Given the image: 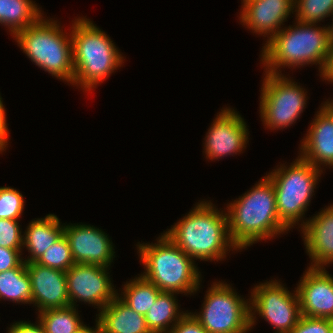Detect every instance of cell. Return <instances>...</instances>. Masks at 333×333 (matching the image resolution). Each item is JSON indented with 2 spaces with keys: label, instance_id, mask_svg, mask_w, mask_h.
Masks as SVG:
<instances>
[{
  "label": "cell",
  "instance_id": "obj_1",
  "mask_svg": "<svg viewBox=\"0 0 333 333\" xmlns=\"http://www.w3.org/2000/svg\"><path fill=\"white\" fill-rule=\"evenodd\" d=\"M226 215L230 239L238 250L289 230L278 217L274 186L267 176L229 203Z\"/></svg>",
  "mask_w": 333,
  "mask_h": 333
},
{
  "label": "cell",
  "instance_id": "obj_2",
  "mask_svg": "<svg viewBox=\"0 0 333 333\" xmlns=\"http://www.w3.org/2000/svg\"><path fill=\"white\" fill-rule=\"evenodd\" d=\"M296 23L295 27L282 28L263 46L261 61L265 72L280 75L282 66L300 68L318 64L324 77L331 59L328 28L297 20Z\"/></svg>",
  "mask_w": 333,
  "mask_h": 333
},
{
  "label": "cell",
  "instance_id": "obj_3",
  "mask_svg": "<svg viewBox=\"0 0 333 333\" xmlns=\"http://www.w3.org/2000/svg\"><path fill=\"white\" fill-rule=\"evenodd\" d=\"M164 235L193 260L221 261L229 249H238L229 236L226 212L211 201H200Z\"/></svg>",
  "mask_w": 333,
  "mask_h": 333
},
{
  "label": "cell",
  "instance_id": "obj_4",
  "mask_svg": "<svg viewBox=\"0 0 333 333\" xmlns=\"http://www.w3.org/2000/svg\"><path fill=\"white\" fill-rule=\"evenodd\" d=\"M74 81L82 90L91 91L103 83L123 63V56L110 37L85 17L71 27Z\"/></svg>",
  "mask_w": 333,
  "mask_h": 333
},
{
  "label": "cell",
  "instance_id": "obj_5",
  "mask_svg": "<svg viewBox=\"0 0 333 333\" xmlns=\"http://www.w3.org/2000/svg\"><path fill=\"white\" fill-rule=\"evenodd\" d=\"M145 272L140 274L160 291L191 294L199 289L201 274L195 261L166 235L157 243H138Z\"/></svg>",
  "mask_w": 333,
  "mask_h": 333
},
{
  "label": "cell",
  "instance_id": "obj_6",
  "mask_svg": "<svg viewBox=\"0 0 333 333\" xmlns=\"http://www.w3.org/2000/svg\"><path fill=\"white\" fill-rule=\"evenodd\" d=\"M43 18L42 15L34 24L13 37L35 65L57 79L72 84L74 66L71 32L68 36L56 20Z\"/></svg>",
  "mask_w": 333,
  "mask_h": 333
},
{
  "label": "cell",
  "instance_id": "obj_7",
  "mask_svg": "<svg viewBox=\"0 0 333 333\" xmlns=\"http://www.w3.org/2000/svg\"><path fill=\"white\" fill-rule=\"evenodd\" d=\"M287 167L281 164L266 175L274 186L278 217L288 229H292L304 217L323 172L300 156Z\"/></svg>",
  "mask_w": 333,
  "mask_h": 333
},
{
  "label": "cell",
  "instance_id": "obj_8",
  "mask_svg": "<svg viewBox=\"0 0 333 333\" xmlns=\"http://www.w3.org/2000/svg\"><path fill=\"white\" fill-rule=\"evenodd\" d=\"M205 295L200 313H191L208 333L250 331V301L239 296L229 284L215 282Z\"/></svg>",
  "mask_w": 333,
  "mask_h": 333
},
{
  "label": "cell",
  "instance_id": "obj_9",
  "mask_svg": "<svg viewBox=\"0 0 333 333\" xmlns=\"http://www.w3.org/2000/svg\"><path fill=\"white\" fill-rule=\"evenodd\" d=\"M264 75L260 96L261 119L271 130L288 127L296 122L305 109V89L282 73L265 72Z\"/></svg>",
  "mask_w": 333,
  "mask_h": 333
},
{
  "label": "cell",
  "instance_id": "obj_10",
  "mask_svg": "<svg viewBox=\"0 0 333 333\" xmlns=\"http://www.w3.org/2000/svg\"><path fill=\"white\" fill-rule=\"evenodd\" d=\"M291 293L278 280L261 283L251 292L250 328L256 320V314L274 326L275 333H289L301 317L297 290ZM253 311V312H252ZM255 314V316H254Z\"/></svg>",
  "mask_w": 333,
  "mask_h": 333
},
{
  "label": "cell",
  "instance_id": "obj_11",
  "mask_svg": "<svg viewBox=\"0 0 333 333\" xmlns=\"http://www.w3.org/2000/svg\"><path fill=\"white\" fill-rule=\"evenodd\" d=\"M110 267L75 263L66 271L67 294L70 305L76 302L94 304L101 311L117 295L107 272Z\"/></svg>",
  "mask_w": 333,
  "mask_h": 333
},
{
  "label": "cell",
  "instance_id": "obj_12",
  "mask_svg": "<svg viewBox=\"0 0 333 333\" xmlns=\"http://www.w3.org/2000/svg\"><path fill=\"white\" fill-rule=\"evenodd\" d=\"M206 134L204 152L210 160L243 151L249 139L244 118L230 107L221 109Z\"/></svg>",
  "mask_w": 333,
  "mask_h": 333
},
{
  "label": "cell",
  "instance_id": "obj_13",
  "mask_svg": "<svg viewBox=\"0 0 333 333\" xmlns=\"http://www.w3.org/2000/svg\"><path fill=\"white\" fill-rule=\"evenodd\" d=\"M64 236L75 263L111 266L115 257L114 246L101 229L85 224H68L64 225Z\"/></svg>",
  "mask_w": 333,
  "mask_h": 333
},
{
  "label": "cell",
  "instance_id": "obj_14",
  "mask_svg": "<svg viewBox=\"0 0 333 333\" xmlns=\"http://www.w3.org/2000/svg\"><path fill=\"white\" fill-rule=\"evenodd\" d=\"M325 267H308L296 288L301 316L333 320V277Z\"/></svg>",
  "mask_w": 333,
  "mask_h": 333
},
{
  "label": "cell",
  "instance_id": "obj_15",
  "mask_svg": "<svg viewBox=\"0 0 333 333\" xmlns=\"http://www.w3.org/2000/svg\"><path fill=\"white\" fill-rule=\"evenodd\" d=\"M314 118L302 139L299 156L319 169L321 165L333 168V100L326 101Z\"/></svg>",
  "mask_w": 333,
  "mask_h": 333
},
{
  "label": "cell",
  "instance_id": "obj_16",
  "mask_svg": "<svg viewBox=\"0 0 333 333\" xmlns=\"http://www.w3.org/2000/svg\"><path fill=\"white\" fill-rule=\"evenodd\" d=\"M242 3L240 22L253 33L266 35L267 43L293 14L295 0H243Z\"/></svg>",
  "mask_w": 333,
  "mask_h": 333
},
{
  "label": "cell",
  "instance_id": "obj_17",
  "mask_svg": "<svg viewBox=\"0 0 333 333\" xmlns=\"http://www.w3.org/2000/svg\"><path fill=\"white\" fill-rule=\"evenodd\" d=\"M26 270L31 280L32 304L38 312L70 306L66 272L36 262L26 263Z\"/></svg>",
  "mask_w": 333,
  "mask_h": 333
},
{
  "label": "cell",
  "instance_id": "obj_18",
  "mask_svg": "<svg viewBox=\"0 0 333 333\" xmlns=\"http://www.w3.org/2000/svg\"><path fill=\"white\" fill-rule=\"evenodd\" d=\"M300 224L304 246L311 258L310 267L333 263V204Z\"/></svg>",
  "mask_w": 333,
  "mask_h": 333
},
{
  "label": "cell",
  "instance_id": "obj_19",
  "mask_svg": "<svg viewBox=\"0 0 333 333\" xmlns=\"http://www.w3.org/2000/svg\"><path fill=\"white\" fill-rule=\"evenodd\" d=\"M119 294L106 305L96 318L103 333H151L145 322V315L128 307Z\"/></svg>",
  "mask_w": 333,
  "mask_h": 333
},
{
  "label": "cell",
  "instance_id": "obj_20",
  "mask_svg": "<svg viewBox=\"0 0 333 333\" xmlns=\"http://www.w3.org/2000/svg\"><path fill=\"white\" fill-rule=\"evenodd\" d=\"M63 235L64 226L61 225L59 218L54 214L32 220L23 234V246L25 245L31 254L24 262H36L45 250Z\"/></svg>",
  "mask_w": 333,
  "mask_h": 333
},
{
  "label": "cell",
  "instance_id": "obj_21",
  "mask_svg": "<svg viewBox=\"0 0 333 333\" xmlns=\"http://www.w3.org/2000/svg\"><path fill=\"white\" fill-rule=\"evenodd\" d=\"M174 294L177 293L161 291L155 300V304L146 313L145 322L151 333H168L186 314V312L179 311Z\"/></svg>",
  "mask_w": 333,
  "mask_h": 333
},
{
  "label": "cell",
  "instance_id": "obj_22",
  "mask_svg": "<svg viewBox=\"0 0 333 333\" xmlns=\"http://www.w3.org/2000/svg\"><path fill=\"white\" fill-rule=\"evenodd\" d=\"M37 6L32 0H0V24L14 36L42 16Z\"/></svg>",
  "mask_w": 333,
  "mask_h": 333
},
{
  "label": "cell",
  "instance_id": "obj_23",
  "mask_svg": "<svg viewBox=\"0 0 333 333\" xmlns=\"http://www.w3.org/2000/svg\"><path fill=\"white\" fill-rule=\"evenodd\" d=\"M0 299L32 304L31 280L24 261L17 268L0 272Z\"/></svg>",
  "mask_w": 333,
  "mask_h": 333
},
{
  "label": "cell",
  "instance_id": "obj_24",
  "mask_svg": "<svg viewBox=\"0 0 333 333\" xmlns=\"http://www.w3.org/2000/svg\"><path fill=\"white\" fill-rule=\"evenodd\" d=\"M132 280L123 285V294L119 298L137 313L146 315L161 291L142 276Z\"/></svg>",
  "mask_w": 333,
  "mask_h": 333
},
{
  "label": "cell",
  "instance_id": "obj_25",
  "mask_svg": "<svg viewBox=\"0 0 333 333\" xmlns=\"http://www.w3.org/2000/svg\"><path fill=\"white\" fill-rule=\"evenodd\" d=\"M46 333H77L83 326L74 306L46 309L38 314Z\"/></svg>",
  "mask_w": 333,
  "mask_h": 333
},
{
  "label": "cell",
  "instance_id": "obj_26",
  "mask_svg": "<svg viewBox=\"0 0 333 333\" xmlns=\"http://www.w3.org/2000/svg\"><path fill=\"white\" fill-rule=\"evenodd\" d=\"M36 263L66 272L75 264L68 240L63 235L39 257Z\"/></svg>",
  "mask_w": 333,
  "mask_h": 333
},
{
  "label": "cell",
  "instance_id": "obj_27",
  "mask_svg": "<svg viewBox=\"0 0 333 333\" xmlns=\"http://www.w3.org/2000/svg\"><path fill=\"white\" fill-rule=\"evenodd\" d=\"M294 8L297 21L317 24L331 16L333 0H295Z\"/></svg>",
  "mask_w": 333,
  "mask_h": 333
},
{
  "label": "cell",
  "instance_id": "obj_28",
  "mask_svg": "<svg viewBox=\"0 0 333 333\" xmlns=\"http://www.w3.org/2000/svg\"><path fill=\"white\" fill-rule=\"evenodd\" d=\"M24 196L11 187H0V219L18 220L24 209Z\"/></svg>",
  "mask_w": 333,
  "mask_h": 333
},
{
  "label": "cell",
  "instance_id": "obj_29",
  "mask_svg": "<svg viewBox=\"0 0 333 333\" xmlns=\"http://www.w3.org/2000/svg\"><path fill=\"white\" fill-rule=\"evenodd\" d=\"M18 220L0 219V246L22 250L23 235Z\"/></svg>",
  "mask_w": 333,
  "mask_h": 333
},
{
  "label": "cell",
  "instance_id": "obj_30",
  "mask_svg": "<svg viewBox=\"0 0 333 333\" xmlns=\"http://www.w3.org/2000/svg\"><path fill=\"white\" fill-rule=\"evenodd\" d=\"M332 327V319L301 316L289 333H331Z\"/></svg>",
  "mask_w": 333,
  "mask_h": 333
},
{
  "label": "cell",
  "instance_id": "obj_31",
  "mask_svg": "<svg viewBox=\"0 0 333 333\" xmlns=\"http://www.w3.org/2000/svg\"><path fill=\"white\" fill-rule=\"evenodd\" d=\"M168 333H208L200 322L191 315L186 314L172 327Z\"/></svg>",
  "mask_w": 333,
  "mask_h": 333
},
{
  "label": "cell",
  "instance_id": "obj_32",
  "mask_svg": "<svg viewBox=\"0 0 333 333\" xmlns=\"http://www.w3.org/2000/svg\"><path fill=\"white\" fill-rule=\"evenodd\" d=\"M21 255L22 250H14L0 246V272L17 268L24 261Z\"/></svg>",
  "mask_w": 333,
  "mask_h": 333
},
{
  "label": "cell",
  "instance_id": "obj_33",
  "mask_svg": "<svg viewBox=\"0 0 333 333\" xmlns=\"http://www.w3.org/2000/svg\"><path fill=\"white\" fill-rule=\"evenodd\" d=\"M36 324L27 321L14 322L13 325H10L11 327L9 328L8 333H46L39 320Z\"/></svg>",
  "mask_w": 333,
  "mask_h": 333
},
{
  "label": "cell",
  "instance_id": "obj_34",
  "mask_svg": "<svg viewBox=\"0 0 333 333\" xmlns=\"http://www.w3.org/2000/svg\"><path fill=\"white\" fill-rule=\"evenodd\" d=\"M5 108L3 105L2 97L0 96V153H2L8 145V126L6 122Z\"/></svg>",
  "mask_w": 333,
  "mask_h": 333
},
{
  "label": "cell",
  "instance_id": "obj_35",
  "mask_svg": "<svg viewBox=\"0 0 333 333\" xmlns=\"http://www.w3.org/2000/svg\"><path fill=\"white\" fill-rule=\"evenodd\" d=\"M77 333H103V332H102L101 324L96 319L95 328H90L89 326L84 325Z\"/></svg>",
  "mask_w": 333,
  "mask_h": 333
},
{
  "label": "cell",
  "instance_id": "obj_36",
  "mask_svg": "<svg viewBox=\"0 0 333 333\" xmlns=\"http://www.w3.org/2000/svg\"><path fill=\"white\" fill-rule=\"evenodd\" d=\"M322 79L333 83V49L331 50V59L329 62L328 69Z\"/></svg>",
  "mask_w": 333,
  "mask_h": 333
},
{
  "label": "cell",
  "instance_id": "obj_37",
  "mask_svg": "<svg viewBox=\"0 0 333 333\" xmlns=\"http://www.w3.org/2000/svg\"><path fill=\"white\" fill-rule=\"evenodd\" d=\"M331 16H333V10H332ZM327 28H328L329 46H330V49L332 50L333 49V22H332V25L331 26L329 25Z\"/></svg>",
  "mask_w": 333,
  "mask_h": 333
}]
</instances>
